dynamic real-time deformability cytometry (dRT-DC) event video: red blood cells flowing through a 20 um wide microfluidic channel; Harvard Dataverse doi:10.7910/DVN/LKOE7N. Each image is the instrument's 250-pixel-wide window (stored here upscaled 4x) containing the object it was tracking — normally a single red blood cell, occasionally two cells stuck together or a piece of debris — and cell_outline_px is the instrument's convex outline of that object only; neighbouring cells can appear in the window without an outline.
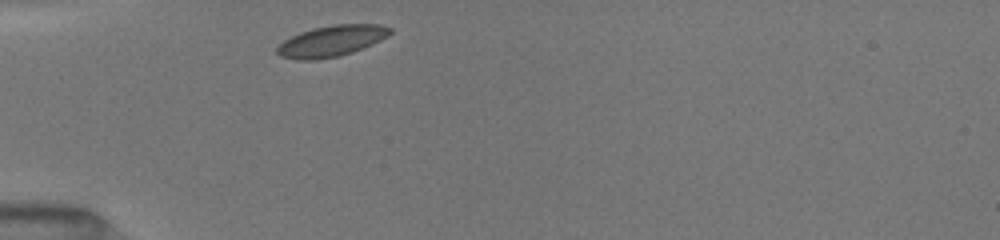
{"species": "common noctule bat (a hibernating species)", "species_latin": "Nyctalus noctula", "temperature_condition": "room temperature", "stored_images_in_passage": 4, "camera_frame_rate_fps": 3000, "um_per_image_px": 0.085, "animal": {"sex": "female", "body_mass_g": 19.5, "forearm_length_mm": 54.1}, "frame": {"image": 1, "passage_image": 1, "time_ms": 0.0, "image_size_px": [1000, 240], "cell_outline_px": [[392, 32], [388, 36], [372, 44], [352, 52], [336, 56], [312, 60], [300, 60], [280, 56], [276, 52], [276, 48], [284, 40], [300, 32], [312, 28], [336, 24], [380, 24], [392, 28]], "centroid_in_image_um": [28.18, 3.47], "position_along_channel_um": 56.8, "area_um2": 20.29}}
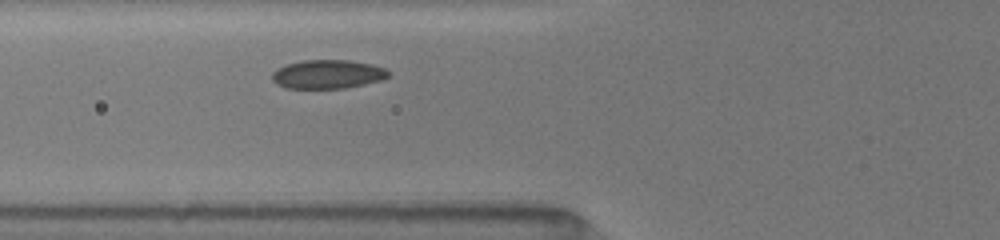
{"frame": {"image": 2, "passage_image": 4, "time_ms": 1.333, "image_size_px": [1000, 240], "cell_outline_px": [[388, 76], [380, 80], [364, 84], [344, 88], [284, 88], [276, 84], [272, 80], [272, 72], [276, 68], [284, 64], [300, 60], [348, 60], [372, 64], [388, 68]], "centroid_in_image_um": [27.8, 6.3], "position_along_channel_um": 98.0, "area_um2": 19.71}}